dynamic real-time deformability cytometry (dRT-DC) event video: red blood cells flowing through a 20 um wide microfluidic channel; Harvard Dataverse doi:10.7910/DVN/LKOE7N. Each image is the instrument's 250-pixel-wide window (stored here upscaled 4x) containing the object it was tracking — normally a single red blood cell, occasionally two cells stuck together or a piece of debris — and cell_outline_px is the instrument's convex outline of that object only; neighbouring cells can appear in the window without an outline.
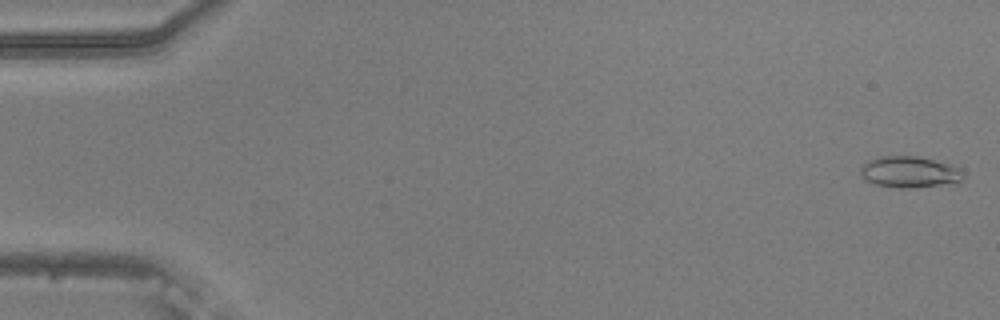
{"species": "common noctule bat (a hibernating species)", "species_latin": "Nyctalus noctula", "temperature_condition": "warm", "stored_images_in_passage": 54, "camera_frame_rate_fps": 3000, "um_per_image_px": 0.085, "animal": {"sex": "male", "body_mass_g": 20.5, "forearm_length_mm": 52.5}, "frame": {"image": 1, "passage_image": 1, "time_ms": 0.0, "image_size_px": [1000, 320], "cell_outline_px": [[964, 176], [960, 180], [940, 184], [916, 188], [900, 188], [876, 184], [864, 180], [860, 172], [860, 168], [868, 160], [884, 156], [920, 156], [948, 164], [960, 168]], "centroid_in_image_um": [77.26, 14.61], "position_along_channel_um": 7.7, "area_um2": 18.5}}
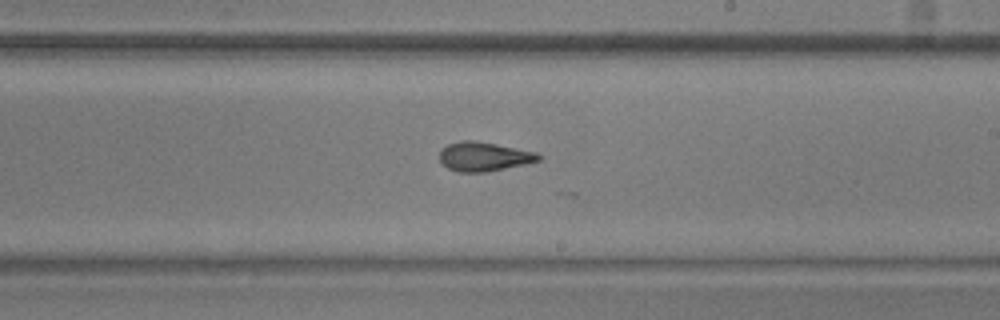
{"frame": {"image": 2, "passage_image": 32, "time_ms": 10.333, "image_size_px": [1000, 320], "cell_outline_px": [[544, 156], [540, 160], [524, 164], [484, 172], [456, 172], [448, 168], [440, 160], [440, 148], [448, 144], [460, 140], [476, 140], [536, 152]], "centroid_in_image_um": [41.12, 13.29], "position_along_channel_um": 247.9, "area_um2": 16.82}}
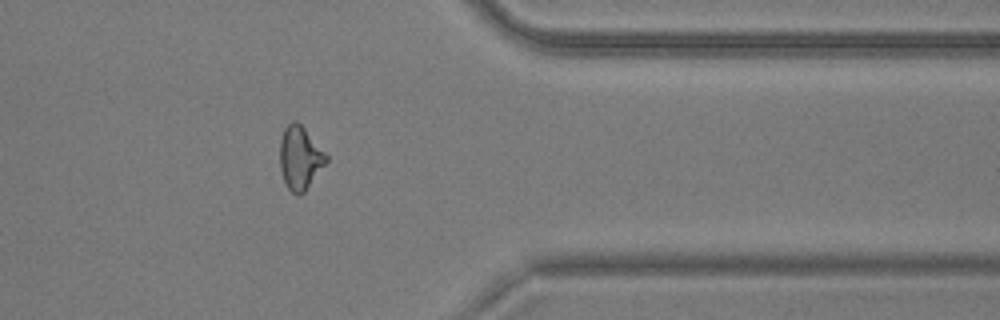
{"frame": {"image": 3, "passage_image": 44, "time_ms": 14.333, "image_size_px": [1000, 320], "cell_outline_px": [[328, 160], [304, 192], [300, 196], [296, 196], [288, 188], [284, 180], [280, 168], [280, 140], [284, 128], [292, 120], [296, 120], [304, 128], [328, 156]], "centroid_in_image_um": [25.48, 13.42], "position_along_channel_um": 385.9, "area_um2": 16.94}, "authors_computed_cell_mechanics": {"area_um2": 17.0221, "velocity_mm_per_s": 3.7652, "shape_relaxation_time_tau1_ms": 7.8727, "shape_relaxation_time_tau2_ms": 2.433, "deformation_change_tau1": 0.218, "deformation_change_tau2": 0.0977}}